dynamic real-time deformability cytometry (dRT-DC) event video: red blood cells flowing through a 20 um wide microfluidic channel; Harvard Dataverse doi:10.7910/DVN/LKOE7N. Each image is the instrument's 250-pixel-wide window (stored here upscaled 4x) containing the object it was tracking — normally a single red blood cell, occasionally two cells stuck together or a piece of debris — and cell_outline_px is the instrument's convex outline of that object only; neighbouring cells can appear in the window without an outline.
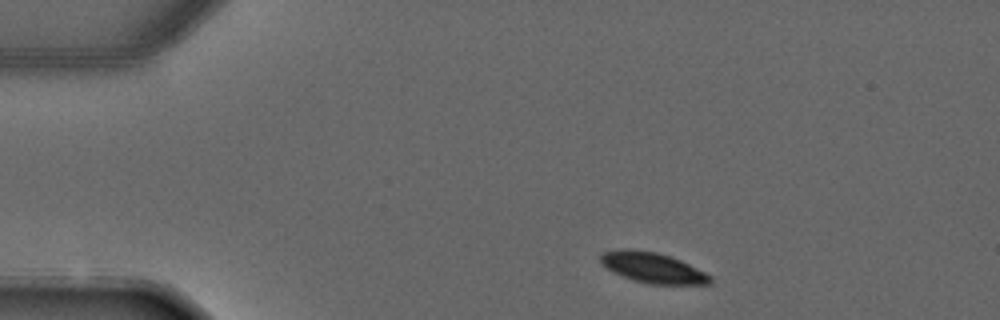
{"species": "common noctule bat (a hibernating species)", "species_latin": "Nyctalus noctula", "temperature_condition": "warm", "stored_images_in_passage": 3, "camera_frame_rate_fps": 3000, "um_per_image_px": 0.085, "animal": {"sex": "male", "forearm_length_mm": 52.5}, "frame": {"image": 1, "passage_image": 1, "time_ms": 0.0, "image_size_px": [1000, 320], "cell_outline_px": [[712, 284], [648, 284], [632, 280], [612, 272], [600, 260], [600, 252], [620, 248], [628, 248], [656, 252], [680, 260], [712, 276]], "centroid_in_image_um": [55.45, 22.75], "position_along_channel_um": 29.6, "area_um2": 19.48}}
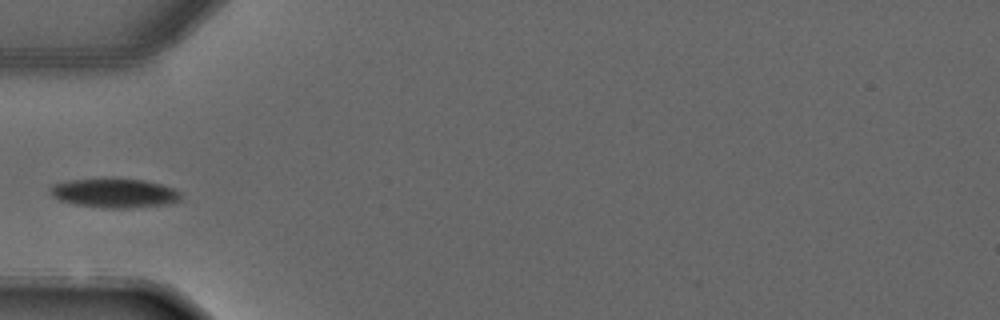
{"frame": {"image": 2, "passage_image": 3, "time_ms": 2.333, "image_size_px": [1000, 320], "cell_outline_px": [[180, 200], [168, 204], [128, 208], [104, 208], [76, 204], [60, 200], [52, 196], [48, 192], [52, 184], [68, 180], [144, 180], [176, 188], [180, 192]], "centroid_in_image_um": [9.73, 16.43], "position_along_channel_um": 75.3, "area_um2": 21.85}}